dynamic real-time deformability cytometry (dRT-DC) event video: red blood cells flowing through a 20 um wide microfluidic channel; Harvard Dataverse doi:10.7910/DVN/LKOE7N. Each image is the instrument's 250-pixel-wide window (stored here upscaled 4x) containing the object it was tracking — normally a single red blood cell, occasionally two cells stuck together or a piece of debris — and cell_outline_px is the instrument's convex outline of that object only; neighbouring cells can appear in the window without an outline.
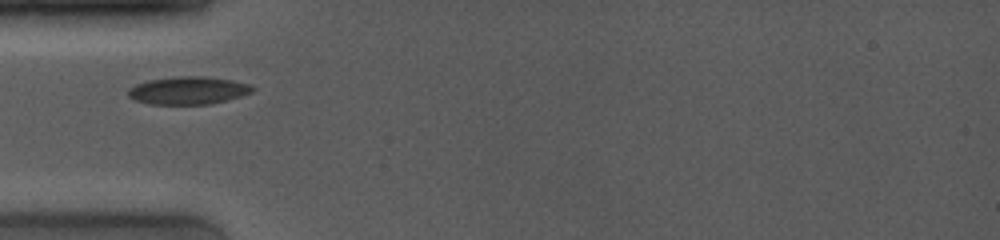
{"species": "common noctule bat (a hibernating species)", "species_latin": "Nyctalus noctula", "temperature_condition": "room temperature", "stored_images_in_passage": 2, "camera_frame_rate_fps": 4000, "um_per_image_px": 0.085, "animal": {"sex": "female", "body_mass_g": 19.0, "forearm_length_mm": 53.3}, "frame": {"image": 1, "passage_image": 1, "time_ms": 0.0, "image_size_px": [1000, 240], "cell_outline_px": [[256, 88], [252, 92], [228, 100], [208, 104], [148, 104], [136, 100], [128, 96], [128, 88], [136, 84], [148, 80], [180, 76], [200, 76], [232, 80], [252, 84]], "centroid_in_image_um": [16.01, 7.69], "position_along_channel_um": 69.0, "area_um2": 20.11}}